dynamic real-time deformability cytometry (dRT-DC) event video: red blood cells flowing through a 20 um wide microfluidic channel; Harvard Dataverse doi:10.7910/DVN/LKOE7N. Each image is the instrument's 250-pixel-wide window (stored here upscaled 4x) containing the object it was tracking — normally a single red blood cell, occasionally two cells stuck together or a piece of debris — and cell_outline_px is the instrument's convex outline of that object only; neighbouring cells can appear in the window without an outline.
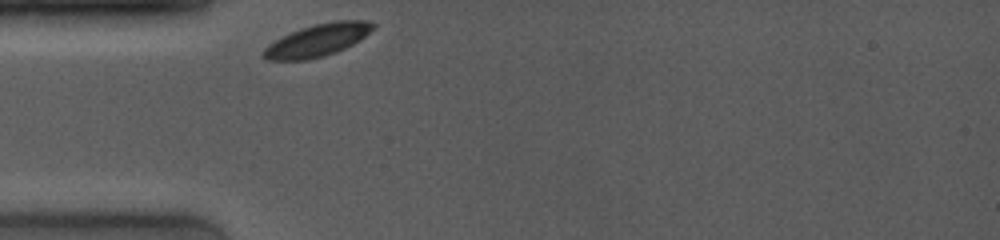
{"species": "common noctule bat (a hibernating species)", "species_latin": "Nyctalus noctula", "temperature_condition": "room temperature", "stored_images_in_passage": 1, "camera_frame_rate_fps": 4000, "um_per_image_px": 0.085, "animal": {"sex": "female", "body_mass_g": 19.0, "forearm_length_mm": 53.3}, "frame": {"image": 1, "passage_image": 1, "time_ms": 0.0, "image_size_px": [1000, 240], "cell_outline_px": [[376, 28], [360, 40], [336, 52], [324, 56], [304, 60], [268, 60], [260, 56], [260, 52], [268, 44], [300, 28], [316, 24], [336, 20], [364, 20], [376, 24]], "centroid_in_image_um": [26.99, 3.42], "position_along_channel_um": 58.0, "area_um2": 20.69}}